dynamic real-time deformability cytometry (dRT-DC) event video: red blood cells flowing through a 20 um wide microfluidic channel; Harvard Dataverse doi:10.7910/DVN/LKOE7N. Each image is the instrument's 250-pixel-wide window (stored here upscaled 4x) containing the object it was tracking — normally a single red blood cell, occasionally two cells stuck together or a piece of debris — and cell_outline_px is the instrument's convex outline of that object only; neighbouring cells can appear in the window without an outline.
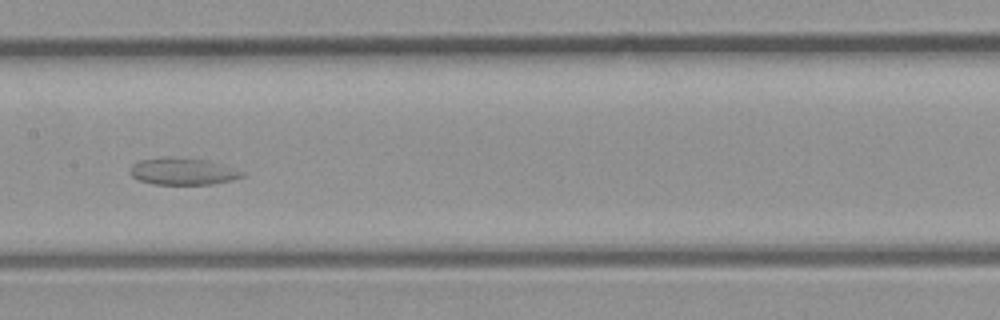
{"species": "common noctule bat (a hibernating species)", "species_latin": "Nyctalus noctula", "temperature_condition": "room temperature", "stored_images_in_passage": 40, "camera_frame_rate_fps": 3000, "um_per_image_px": 0.085, "animal": {"sex": "male", "body_mass_g": 23.1, "forearm_length_mm": 52.7}, "frame": {"image": 1, "passage_image": 20, "time_ms": 6.333, "image_size_px": [1000, 320], "cell_outline_px": [[244, 176], [232, 180], [212, 184], [152, 184], [140, 180], [132, 176], [132, 164], [140, 160], [204, 160], [232, 168], [244, 172]], "centroid_in_image_um": [15.58, 14.63], "position_along_channel_um": 191.8, "area_um2": 16.3}}
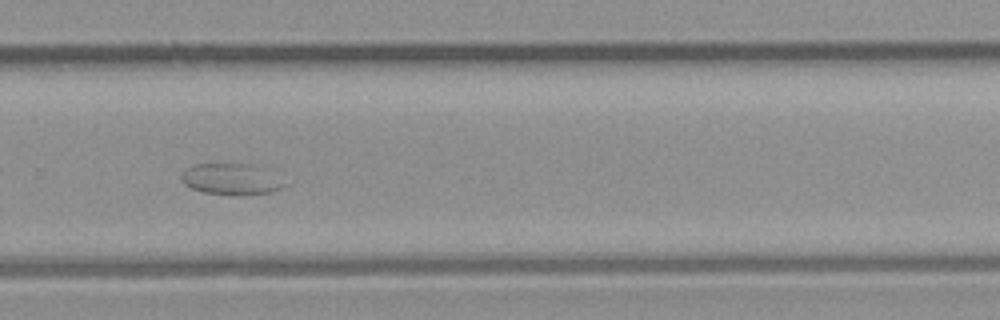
{"frame": {"image": 2, "passage_image": 27, "time_ms": 8.667, "image_size_px": [1000, 320], "cell_outline_px": [[288, 184], [272, 192], [248, 196], [228, 196], [204, 192], [192, 188], [184, 184], [180, 180], [180, 176], [188, 168], [196, 164], [240, 164]], "centroid_in_image_um": [19.49, 15.31], "position_along_channel_um": 310.3, "area_um2": 17.8}}
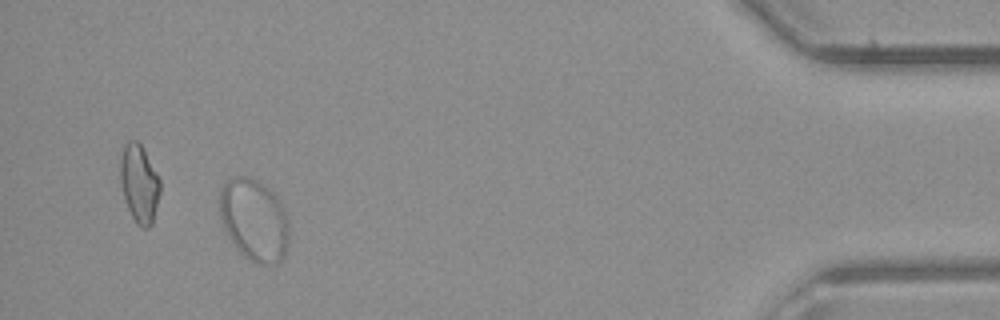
{"frame": {"image": 3, "passage_image": 37, "time_ms": 12.0, "image_size_px": [1000, 320], "cell_outline_px": [[288, 248], [284, 256], [276, 264], [256, 264], [244, 256], [240, 252], [228, 236], [224, 228], [220, 216], [220, 188], [228, 180], [236, 176], [248, 176], [256, 180], [268, 188], [276, 196], [284, 208], [288, 220]], "centroid_in_image_um": [21.61, 18.71], "position_along_channel_um": 413.6, "area_um2": 33.23}}